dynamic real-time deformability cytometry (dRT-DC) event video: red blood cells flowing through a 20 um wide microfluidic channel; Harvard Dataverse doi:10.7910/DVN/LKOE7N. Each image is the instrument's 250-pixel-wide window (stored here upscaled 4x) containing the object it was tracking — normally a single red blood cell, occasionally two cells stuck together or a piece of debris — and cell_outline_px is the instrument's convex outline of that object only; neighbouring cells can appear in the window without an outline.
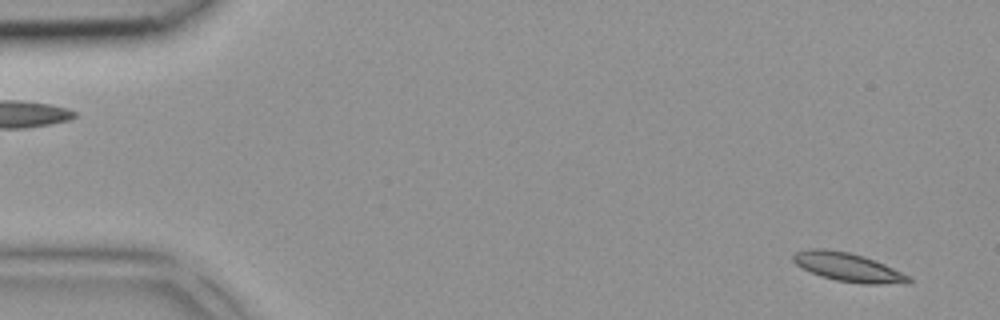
{"species": "common noctule bat (a hibernating species)", "species_latin": "Nyctalus noctula", "temperature_condition": "room temperature", "stored_images_in_passage": 2, "camera_frame_rate_fps": 3000, "um_per_image_px": 0.085, "animal": {"sex": "female", "body_mass_g": 18.4}, "frame": {"image": 1, "passage_image": 2, "time_ms": 0.333, "image_size_px": [1000, 320], "cell_outline_px": [[912, 280], [908, 284], [864, 284], [836, 280], [820, 276], [796, 264], [792, 260], [792, 256], [796, 252], [808, 248], [824, 248], [848, 252], [864, 256], [884, 264], [908, 276]], "centroid_in_image_um": [72.07, 22.71], "position_along_channel_um": 12.9, "area_um2": 19.19}}